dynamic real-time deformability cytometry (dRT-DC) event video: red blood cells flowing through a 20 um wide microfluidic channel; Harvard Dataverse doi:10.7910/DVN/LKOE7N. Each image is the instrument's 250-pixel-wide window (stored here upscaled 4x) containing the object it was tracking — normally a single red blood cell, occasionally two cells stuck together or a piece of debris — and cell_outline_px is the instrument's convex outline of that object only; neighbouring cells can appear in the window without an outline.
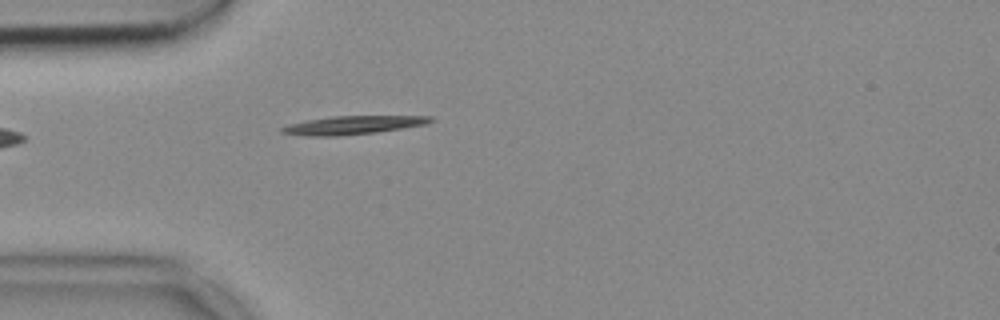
{"species": "common noctule bat (a hibernating species)", "species_latin": "Nyctalus noctula", "temperature_condition": "cold", "stored_images_in_passage": 39, "camera_frame_rate_fps": 3000, "um_per_image_px": 0.085, "animal": {"sex": "female", "body_mass_g": 18.4}, "frame": {"image": 1, "passage_image": 1, "time_ms": 0.0, "image_size_px": [1000, 320], "cell_outline_px": [[436, 120], [428, 124], [376, 132], [336, 136], [308, 136], [280, 132], [280, 128], [288, 124], [308, 120], [332, 116], [432, 116]], "centroid_in_image_um": [30.03, 10.63], "position_along_channel_um": 55.0, "area_um2": 15.9}}
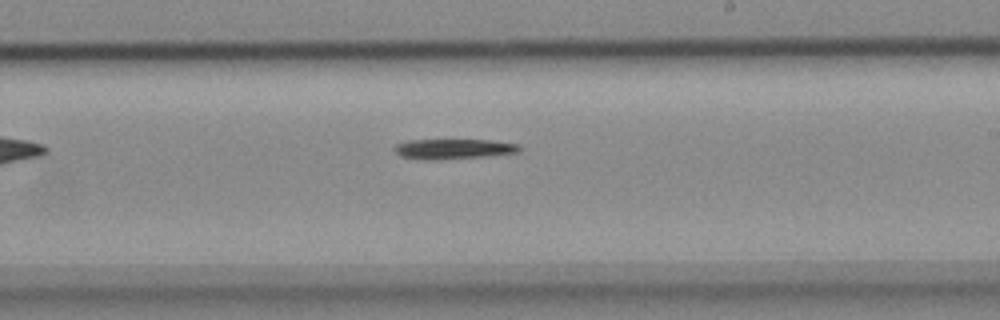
{"frame": {"image": 2, "passage_image": 17, "time_ms": 5.333, "image_size_px": [1000, 320], "cell_outline_px": [[520, 152], [484, 156], [440, 160], [424, 160], [400, 156], [392, 148], [396, 144], [408, 140], [488, 140], [520, 144]], "centroid_in_image_um": [38.51, 12.66], "position_along_channel_um": 250.5, "area_um2": 14.68}}
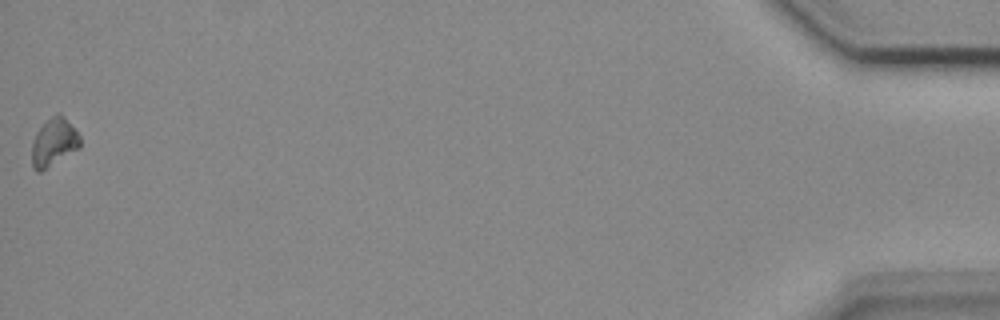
{"frame": {"image": 3, "passage_image": 39, "time_ms": 12.667, "image_size_px": [1000, 320], "cell_outline_px": [[80, 148], [40, 172], [36, 172], [32, 168], [32, 140], [36, 132], [56, 112], [60, 112], [64, 116], [80, 136]], "centroid_in_image_um": [4.57, 12.1], "position_along_channel_um": 430.6, "area_um2": 13.47}}